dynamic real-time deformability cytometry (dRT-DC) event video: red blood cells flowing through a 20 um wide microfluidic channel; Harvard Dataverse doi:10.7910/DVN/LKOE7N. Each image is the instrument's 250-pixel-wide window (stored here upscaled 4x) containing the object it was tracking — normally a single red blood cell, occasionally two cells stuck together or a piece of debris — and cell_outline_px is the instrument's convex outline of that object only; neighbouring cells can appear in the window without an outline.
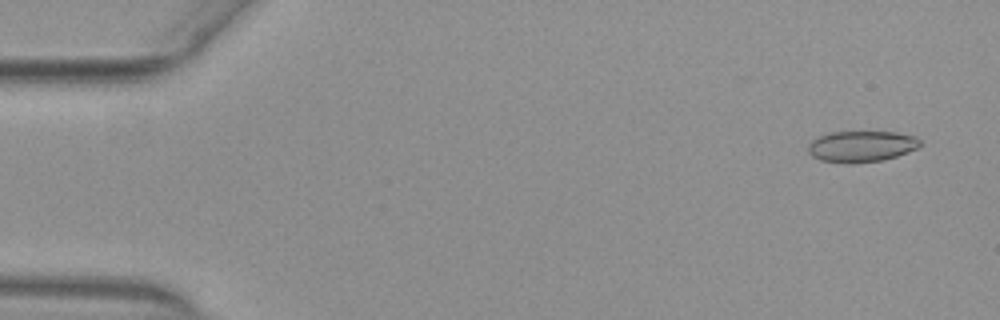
{"species": "common noctule bat (a hibernating species)", "species_latin": "Nyctalus noctula", "temperature_condition": "warm", "stored_images_in_passage": 33, "camera_frame_rate_fps": 3000, "um_per_image_px": 0.085, "animal": {"sex": "female", "body_mass_g": 29.2, "forearm_length_mm": 56.3}, "frame": {"image": 1, "passage_image": 3, "time_ms": 0.667, "image_size_px": [1000, 320], "cell_outline_px": [[920, 144], [916, 148], [908, 152], [884, 160], [852, 164], [848, 164], [820, 160], [812, 156], [808, 152], [808, 144], [816, 136], [832, 132], [896, 132], [916, 136], [920, 140]], "centroid_in_image_um": [73.19, 12.45], "position_along_channel_um": 11.8, "area_um2": 20.52}}
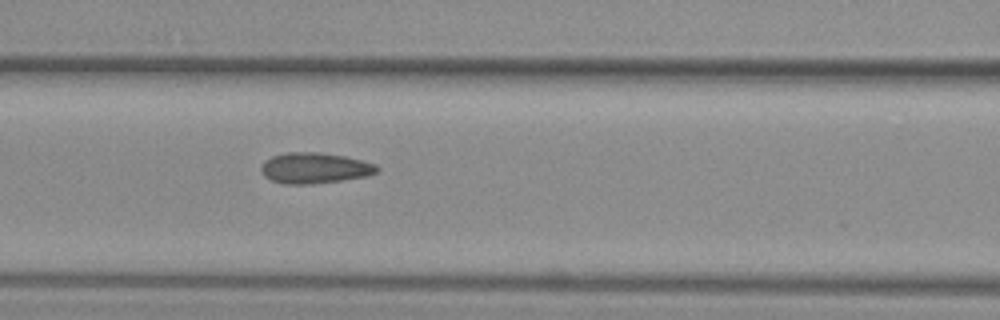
{"frame": {"image": 2, "passage_image": 23, "time_ms": 7.333, "image_size_px": [1000, 320], "cell_outline_px": [[380, 168], [376, 172], [368, 176], [312, 184], [284, 184], [272, 180], [264, 176], [260, 168], [264, 160], [272, 156], [288, 152], [320, 152], [344, 156], [376, 164]], "centroid_in_image_um": [26.73, 14.28], "position_along_channel_um": 139.9, "area_um2": 20.75}}
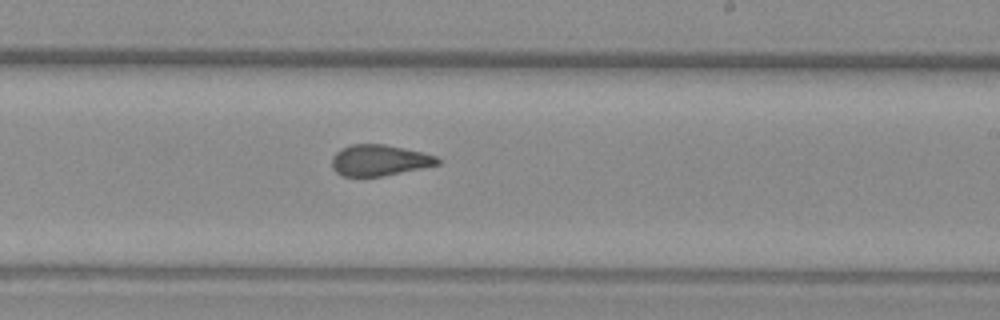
{"frame": {"image": 3, "passage_image": 32, "time_ms": 10.333, "image_size_px": [1000, 320], "cell_outline_px": [[440, 164], [384, 176], [340, 176], [332, 168], [332, 156], [340, 148], [352, 144], [384, 144], [404, 148], [436, 156], [440, 160]], "centroid_in_image_um": [32.21, 13.62], "position_along_channel_um": 256.8, "area_um2": 19.13}}